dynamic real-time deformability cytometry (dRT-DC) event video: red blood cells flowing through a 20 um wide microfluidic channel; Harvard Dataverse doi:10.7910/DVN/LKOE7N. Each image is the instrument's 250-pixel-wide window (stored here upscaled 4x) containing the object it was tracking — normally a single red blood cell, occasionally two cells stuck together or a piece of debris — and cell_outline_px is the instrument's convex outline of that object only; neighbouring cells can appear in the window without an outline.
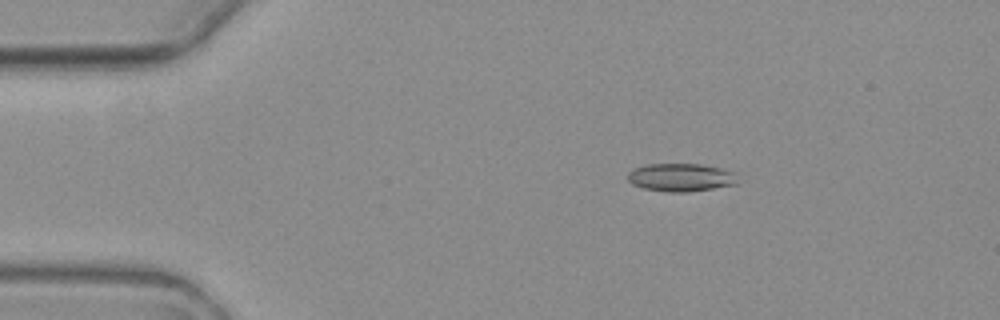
{"species": "common noctule bat (a hibernating species)", "species_latin": "Nyctalus noctula", "temperature_condition": "warm", "stored_images_in_passage": 3, "camera_frame_rate_fps": 3000, "um_per_image_px": 0.085, "animal": {"sex": "female", "body_mass_g": 19.3, "forearm_length_mm": 54.1}, "frame": {"image": 1, "passage_image": 1, "time_ms": 0.0, "image_size_px": [1000, 320], "cell_outline_px": [[740, 184], [688, 192], [668, 192], [644, 188], [632, 184], [628, 180], [628, 172], [632, 168], [648, 164], [700, 164], [720, 168], [732, 172]], "centroid_in_image_um": [57.86, 15.08], "position_along_channel_um": 27.1, "area_um2": 17.98}}